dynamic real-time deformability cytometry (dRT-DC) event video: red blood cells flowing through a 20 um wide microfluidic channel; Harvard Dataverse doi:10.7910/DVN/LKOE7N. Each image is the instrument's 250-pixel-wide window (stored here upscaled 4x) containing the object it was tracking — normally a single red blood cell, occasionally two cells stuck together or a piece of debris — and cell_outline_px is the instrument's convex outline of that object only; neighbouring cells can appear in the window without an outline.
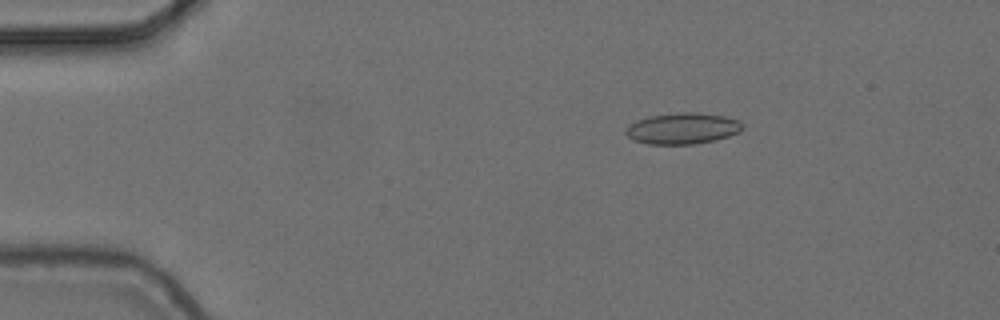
{"species": "common noctule bat (a hibernating species)", "species_latin": "Nyctalus noctula", "temperature_condition": "cold", "stored_images_in_passage": 3, "camera_frame_rate_fps": 3000, "um_per_image_px": 0.085, "animal": {"sex": "female", "body_mass_g": 24.6, "forearm_length_mm": 56.2}, "frame": {"image": 1, "passage_image": 3, "time_ms": 0.667, "image_size_px": [1000, 320], "cell_outline_px": [[744, 128], [740, 132], [716, 140], [692, 144], [648, 144], [632, 140], [624, 132], [628, 124], [636, 120], [648, 116], [680, 112], [696, 112], [724, 116], [740, 120], [744, 124]], "centroid_in_image_um": [58.02, 10.91], "position_along_channel_um": 27.0, "area_um2": 21.5}}